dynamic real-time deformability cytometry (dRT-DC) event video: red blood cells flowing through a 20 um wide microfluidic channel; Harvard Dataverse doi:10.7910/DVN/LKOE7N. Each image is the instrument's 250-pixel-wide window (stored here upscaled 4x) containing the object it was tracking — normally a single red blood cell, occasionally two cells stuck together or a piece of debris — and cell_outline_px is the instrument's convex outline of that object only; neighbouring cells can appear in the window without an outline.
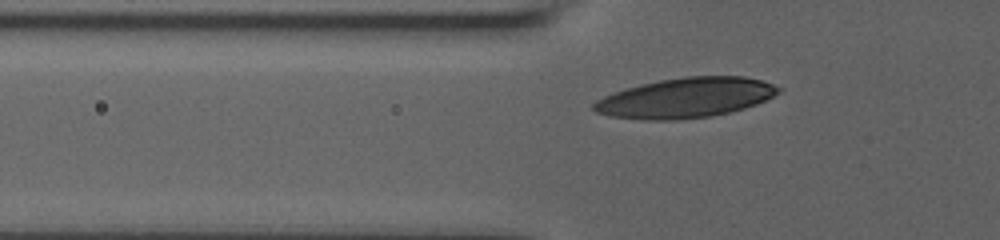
{"species": "human", "species_latin": "Homo sapiens", "temperature_condition": "room temperature", "stored_images_in_passage": 33, "camera_frame_rate_fps": 3000, "um_per_image_px": 0.085, "donor": {"sex": "male"}, "frame": {"image": 1, "passage_image": 4, "time_ms": 1.0, "image_size_px": [1000, 240], "cell_outline_px": [[784, 88], [780, 92], [756, 104], [744, 108], [728, 112], [708, 116], [676, 120], [648, 120], [608, 116], [596, 112], [592, 108], [592, 104], [596, 100], [604, 96], [640, 84], [660, 80], [684, 76], [744, 76], [760, 80]], "centroid_in_image_um": [58.27, 8.31], "position_along_channel_um": 67.5, "area_um2": 42.77}}
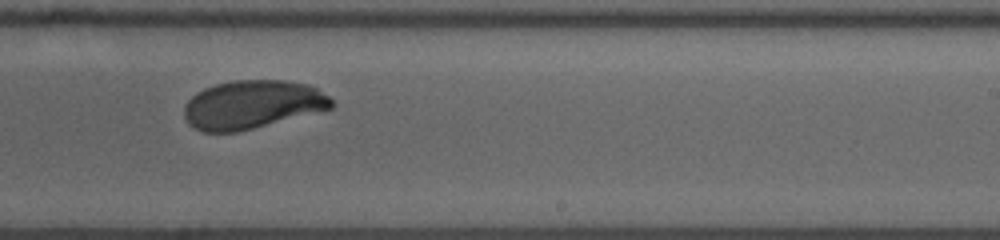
{"frame": {"image": 2, "passage_image": 21, "time_ms": 6.667, "image_size_px": [1000, 240], "cell_outline_px": [[336, 104], [332, 108], [236, 132], [204, 132], [192, 128], [188, 124], [184, 116], [184, 104], [196, 92], [204, 88], [216, 84], [236, 80], [284, 80], [308, 84], [316, 88], [328, 96]], "centroid_in_image_um": [21.41, 8.88], "position_along_channel_um": 267.6, "area_um2": 41.5}}
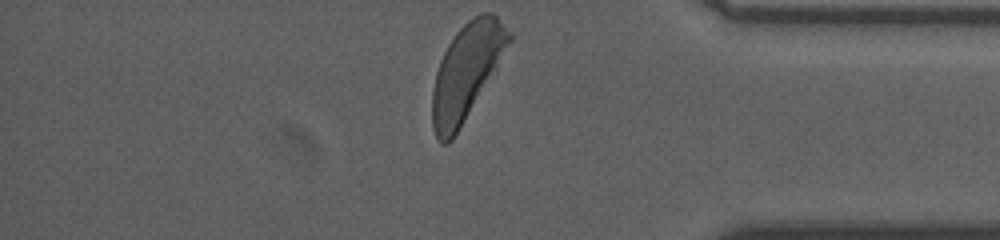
{"frame": {"image": 3, "passage_image": 33, "time_ms": 10.667, "image_size_px": [1000, 240], "cell_outline_px": [[512, 40], [452, 140], [448, 144], [440, 144], [432, 128], [432, 92], [436, 72], [440, 60], [448, 44], [456, 32], [468, 20], [480, 12], [492, 12], [512, 32]], "centroid_in_image_um": [39.63, 6.07], "position_along_channel_um": 395.6, "area_um2": 41.96}, "authors_computed_cell_mechanics": {"area_um2": 42.194, "velocity_mm_per_s": 3.6178, "shape_relaxation_time_tau1_ms": 3.4902, "shape_relaxation_time_tau2_ms": null, "deformation_change_tau1": 0.1769, "deformation_change_tau2": null}}